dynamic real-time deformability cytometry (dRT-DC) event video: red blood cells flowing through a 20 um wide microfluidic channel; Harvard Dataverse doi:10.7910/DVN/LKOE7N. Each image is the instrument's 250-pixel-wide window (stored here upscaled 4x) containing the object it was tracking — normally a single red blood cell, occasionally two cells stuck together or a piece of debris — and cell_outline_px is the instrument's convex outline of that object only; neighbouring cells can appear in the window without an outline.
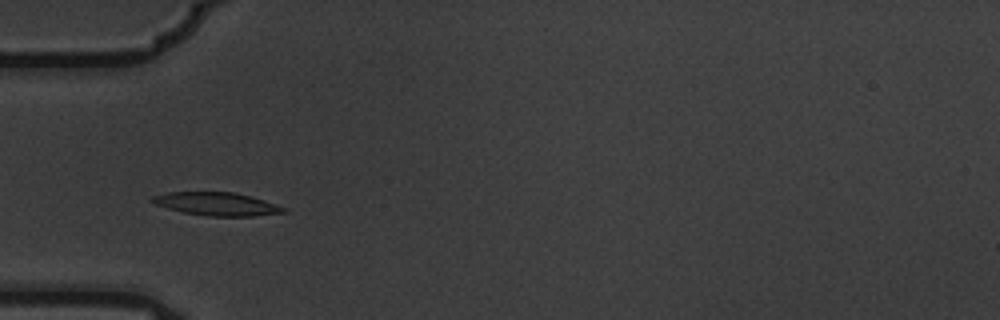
{"species": "common noctule bat (a hibernating species)", "species_latin": "Nyctalus noctula", "temperature_condition": "warm", "stored_images_in_passage": 9, "camera_frame_rate_fps": 3000, "um_per_image_px": 0.085, "animal": {"sex": "male", "body_mass_g": 19.5, "forearm_length_mm": 54.6}, "frame": {"image": 1, "passage_image": 3, "time_ms": 0.667, "image_size_px": [1000, 320], "cell_outline_px": [[288, 212], [252, 216], [208, 216], [184, 212], [168, 208], [156, 204], [148, 200], [152, 196], [168, 192], [232, 192], [252, 196], [288, 208]], "centroid_in_image_um": [18.46, 17.33], "position_along_channel_um": 66.5, "area_um2": 17.74}}
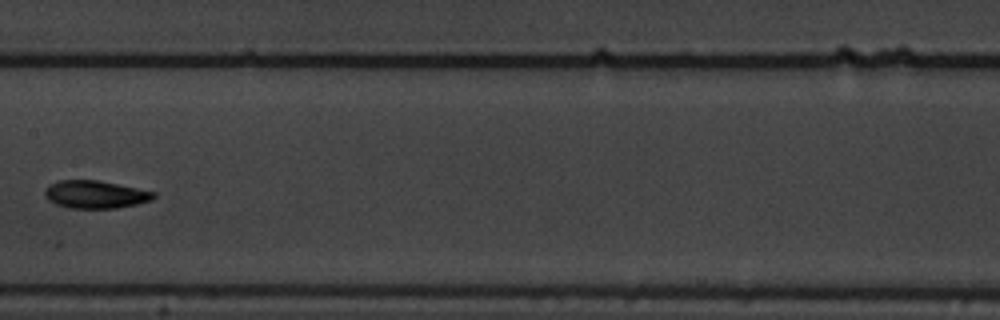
{"frame": {"image": 2, "passage_image": 6, "time_ms": 1.667, "image_size_px": [1000, 320], "cell_outline_px": [[156, 196], [152, 200], [136, 204], [116, 208], [68, 208], [56, 204], [48, 200], [44, 196], [44, 192], [48, 184], [60, 180], [100, 180], [156, 192]], "centroid_in_image_um": [8.09, 16.52], "position_along_channel_um": 199.3, "area_um2": 17.74}}
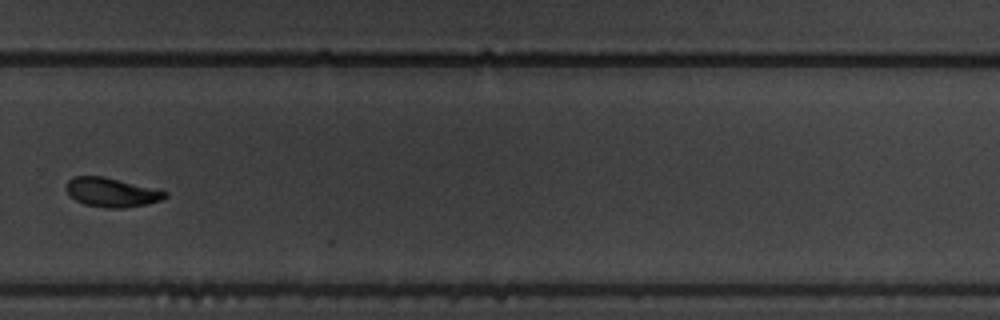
{"frame": {"image": 3, "passage_image": 9, "time_ms": 2.667, "image_size_px": [1000, 320], "cell_outline_px": [[168, 196], [160, 200], [148, 204], [124, 208], [104, 208], [84, 204], [76, 200], [68, 192], [68, 180], [72, 176], [104, 176], [168, 192]], "centroid_in_image_um": [9.5, 16.35], "position_along_channel_um": 320.3, "area_um2": 16.59}}